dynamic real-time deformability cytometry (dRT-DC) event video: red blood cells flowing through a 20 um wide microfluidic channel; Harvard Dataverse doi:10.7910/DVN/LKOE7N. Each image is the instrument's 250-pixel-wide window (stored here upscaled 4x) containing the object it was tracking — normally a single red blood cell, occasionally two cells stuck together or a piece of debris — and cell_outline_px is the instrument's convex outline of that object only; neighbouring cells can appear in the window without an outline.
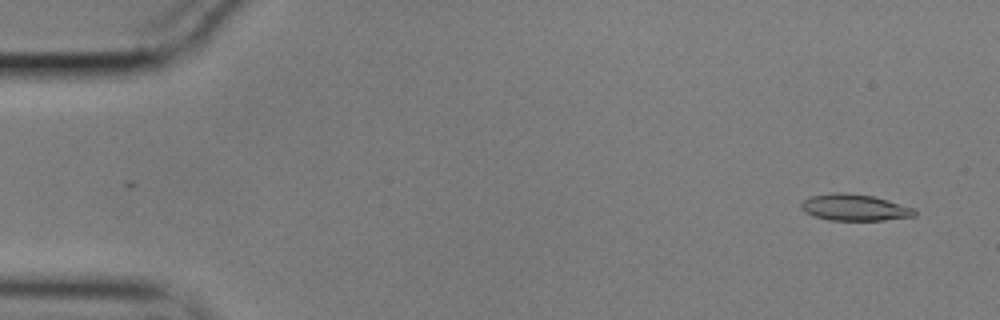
{"species": "common noctule bat (a hibernating species)", "species_latin": "Nyctalus noctula", "temperature_condition": "cold", "stored_images_in_passage": 55, "camera_frame_rate_fps": 3000, "um_per_image_px": 0.085, "animal": {"sex": "male", "body_mass_g": 17.9}, "frame": {"image": 1, "passage_image": 2, "time_ms": 0.333, "image_size_px": [1000, 320], "cell_outline_px": [[916, 216], [884, 220], [828, 220], [812, 216], [804, 212], [800, 208], [800, 204], [804, 200], [812, 196], [832, 192], [844, 192], [872, 196], [888, 200], [916, 208]], "centroid_in_image_um": [72.63, 17.64], "position_along_channel_um": 12.4, "area_um2": 17.69}}
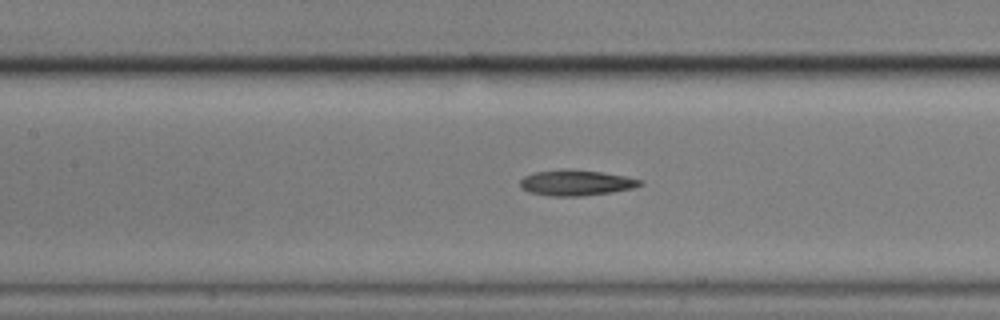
{"frame": {"image": 2, "passage_image": 24, "time_ms": 7.667, "image_size_px": [1000, 320], "cell_outline_px": [[644, 184], [632, 188], [612, 192], [580, 196], [548, 196], [528, 192], [520, 188], [520, 180], [524, 176], [536, 172], [564, 168], [568, 168], [604, 172], [644, 180]], "centroid_in_image_um": [48.96, 15.53], "position_along_channel_um": 158.4, "area_um2": 18.21}}
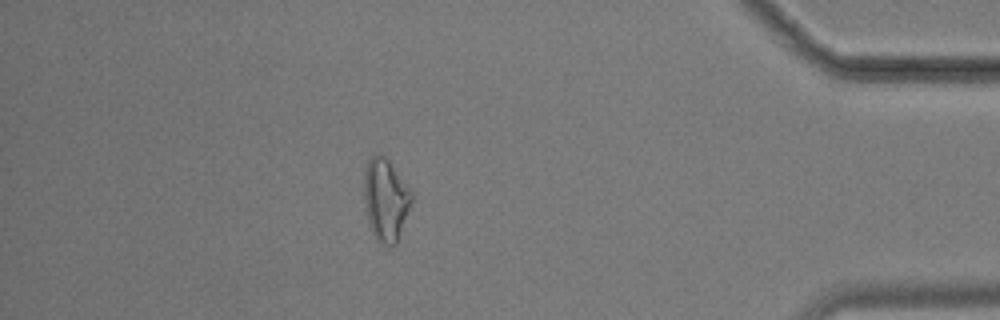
{"frame": {"image": 3, "passage_image": 48, "time_ms": 15.667, "image_size_px": [1000, 320], "cell_outline_px": [[412, 200], [396, 244], [380, 244], [376, 240], [372, 232], [368, 220], [364, 196], [364, 172], [368, 160], [372, 156], [380, 152], [388, 160], [412, 192]], "centroid_in_image_um": [32.76, 16.95], "position_along_channel_um": 402.4, "area_um2": 22.43}, "authors_computed_cell_mechanics": {"area_um2": 18.1492, "velocity_mm_per_s": 3.5587, "shape_relaxation_time_tau1_ms": 10.637, "shape_relaxation_time_tau2_ms": null, "deformation_change_tau1": 0.2684, "deformation_change_tau2": null}}